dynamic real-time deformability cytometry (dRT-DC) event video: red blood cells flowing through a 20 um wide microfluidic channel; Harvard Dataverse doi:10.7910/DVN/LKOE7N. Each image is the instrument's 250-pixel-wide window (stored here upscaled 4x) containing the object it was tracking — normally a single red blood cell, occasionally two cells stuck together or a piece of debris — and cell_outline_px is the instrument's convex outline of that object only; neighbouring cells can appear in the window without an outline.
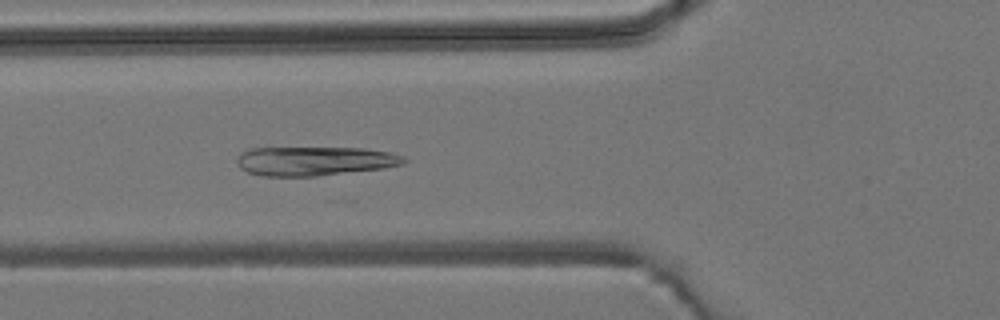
{"species": "common noctule bat (a hibernating species)", "species_latin": "Nyctalus noctula", "temperature_condition": "room temperature", "stored_images_in_passage": 5, "camera_frame_rate_fps": 3000, "um_per_image_px": 0.085, "animal": {"sex": "male", "body_mass_g": 19.2, "forearm_length_mm": 51.8}, "frame": {"image": 1, "passage_image": 5, "time_ms": 4.667, "image_size_px": [1000, 320], "cell_outline_px": [[408, 160], [404, 164], [384, 168], [316, 176], [260, 176], [248, 172], [240, 168], [236, 160], [240, 152], [248, 148], [364, 148], [388, 152], [404, 156]], "centroid_in_image_um": [26.73, 13.69], "position_along_channel_um": 99.1, "area_um2": 28.44}}